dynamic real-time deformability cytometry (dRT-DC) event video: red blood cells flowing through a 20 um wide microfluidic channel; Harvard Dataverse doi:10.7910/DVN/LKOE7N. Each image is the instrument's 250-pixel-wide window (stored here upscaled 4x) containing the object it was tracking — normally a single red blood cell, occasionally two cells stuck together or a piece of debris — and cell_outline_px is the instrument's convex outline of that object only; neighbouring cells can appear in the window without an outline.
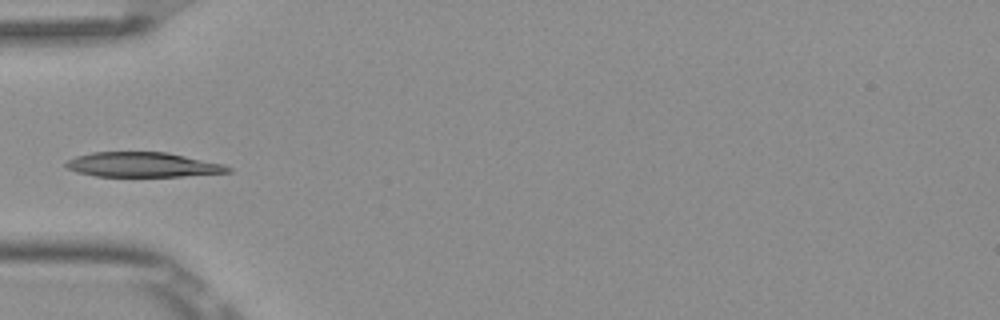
{"species": "Egyptian fruit bat (a non-hibernating species)", "species_latin": "Rousettus aegyptiacus", "temperature_condition": "room temperature", "stored_images_in_passage": 6, "camera_frame_rate_fps": 3000, "um_per_image_px": 0.085, "frame": {"image": 1, "passage_image": 5, "time_ms": 1.333, "image_size_px": [1000, 320], "cell_outline_px": [[232, 172], [184, 176], [96, 176], [76, 172], [68, 168], [64, 164], [68, 160], [76, 156], [92, 152], [168, 152], [224, 164], [232, 168]], "centroid_in_image_um": [12.16, 14.0], "position_along_channel_um": 72.8, "area_um2": 23.41}}
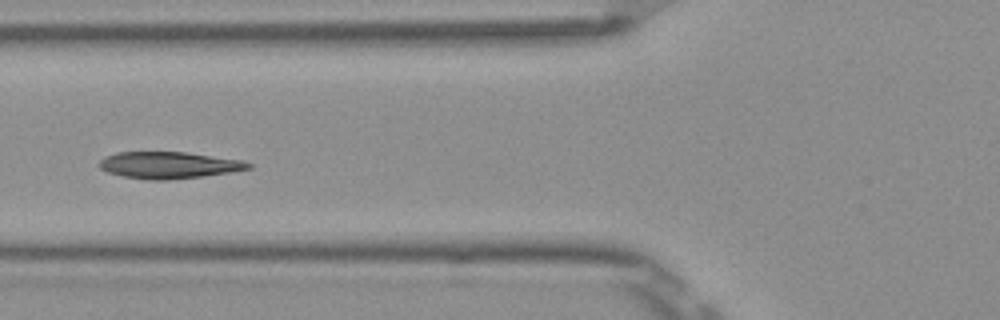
{"frame": {"image": 2, "passage_image": 6, "time_ms": 1.667, "image_size_px": [1000, 320], "cell_outline_px": [[252, 168], [232, 172], [168, 180], [148, 180], [124, 176], [108, 172], [100, 168], [96, 164], [104, 156], [116, 152], [184, 152], [244, 160], [252, 164]], "centroid_in_image_um": [14.34, 14.03], "position_along_channel_um": 111.5, "area_um2": 23.29}}